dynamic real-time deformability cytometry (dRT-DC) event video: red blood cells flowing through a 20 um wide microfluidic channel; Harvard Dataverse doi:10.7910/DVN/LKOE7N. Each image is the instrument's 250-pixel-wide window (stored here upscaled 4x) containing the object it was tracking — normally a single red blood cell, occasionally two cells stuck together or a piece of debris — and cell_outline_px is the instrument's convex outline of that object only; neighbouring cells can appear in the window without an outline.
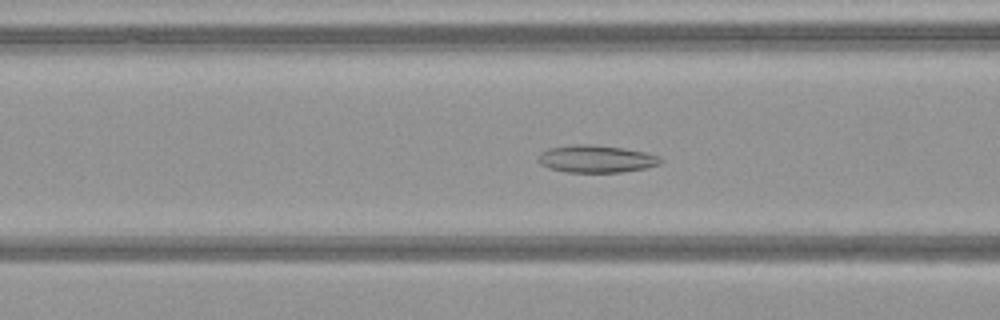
{"species": "common noctule bat (a hibernating species)", "species_latin": "Nyctalus noctula", "temperature_condition": "warm", "stored_images_in_passage": 52, "camera_frame_rate_fps": 3000, "um_per_image_px": 0.085, "animal": {"sex": "female", "body_mass_g": 21.9}, "frame": {"image": 1, "passage_image": 22, "time_ms": 7.0, "image_size_px": [1000, 320], "cell_outline_px": [[664, 160], [660, 164], [644, 168], [620, 172], [568, 172], [548, 168], [540, 164], [536, 160], [540, 152], [548, 148], [572, 144], [596, 144], [624, 148], [644, 152], [660, 156]], "centroid_in_image_um": [50.65, 13.49], "position_along_channel_um": 116.0, "area_um2": 19.77}}
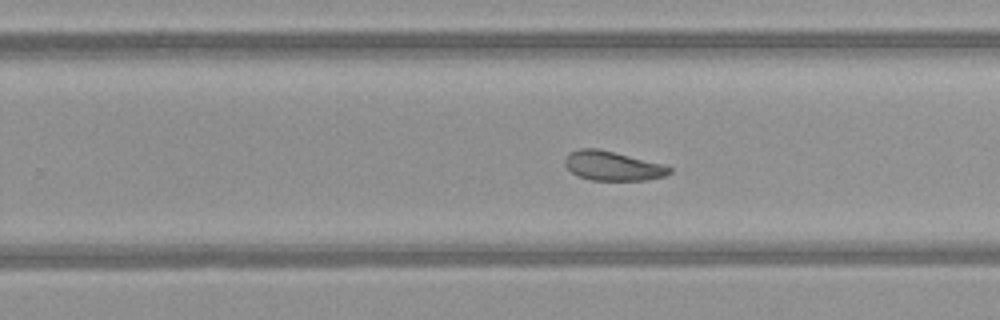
{"frame": {"image": 2, "passage_image": 34, "time_ms": 11.0, "image_size_px": [1000, 320], "cell_outline_px": [[672, 172], [664, 176], [644, 180], [592, 180], [580, 176], [572, 172], [564, 164], [564, 160], [568, 152], [580, 148], [596, 148], [660, 164], [672, 168]], "centroid_in_image_um": [52.02, 14.1], "position_along_channel_um": 277.8, "area_um2": 17.46}}
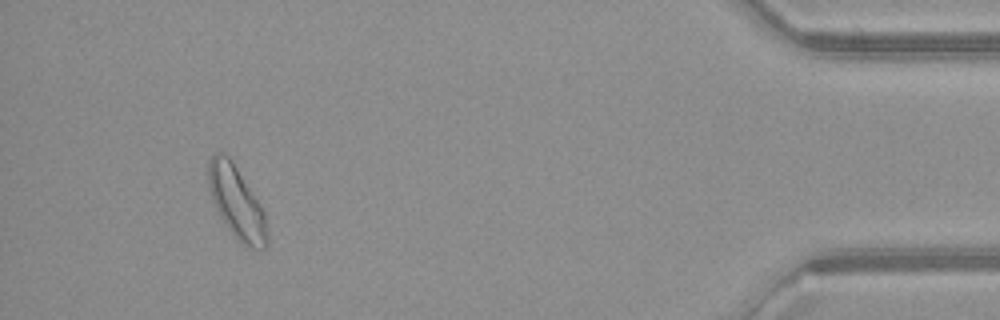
{"frame": {"image": 3, "passage_image": 49, "time_ms": 16.0, "image_size_px": [1000, 320], "cell_outline_px": [[268, 244], [264, 248], [252, 248], [240, 244], [228, 228], [220, 216], [212, 200], [208, 184], [208, 160], [216, 152], [220, 152], [228, 156], [232, 160], [260, 204], [264, 212], [268, 232]], "centroid_in_image_um": [20.11, 17.22], "position_along_channel_um": 415.1, "area_um2": 24.68}, "authors_computed_cell_mechanics": {"area_um2": 21.386, "velocity_mm_per_s": 4.0475, "shape_relaxation_time_tau1_ms": null, "shape_relaxation_time_tau2_ms": 4.0168, "deformation_change_tau1": null, "deformation_change_tau2": 0.1153}}